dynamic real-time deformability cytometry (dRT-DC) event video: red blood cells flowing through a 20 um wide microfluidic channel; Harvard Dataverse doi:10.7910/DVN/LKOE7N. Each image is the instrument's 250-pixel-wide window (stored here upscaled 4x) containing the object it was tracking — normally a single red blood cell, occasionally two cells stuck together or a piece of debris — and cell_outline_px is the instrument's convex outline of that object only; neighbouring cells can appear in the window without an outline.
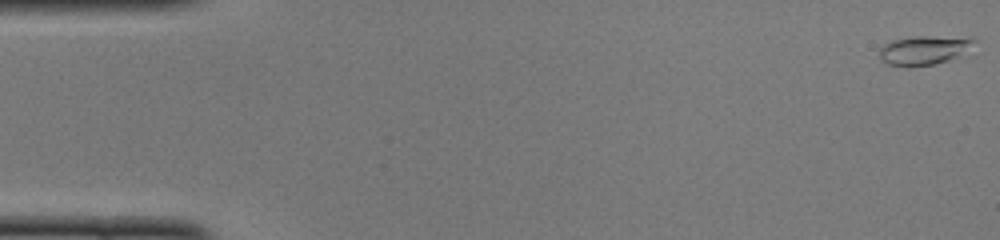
{"species": "common noctule bat (a hibernating species)", "species_latin": "Nyctalus noctula", "temperature_condition": "cold", "stored_images_in_passage": 18, "camera_frame_rate_fps": 3000, "um_per_image_px": 0.085, "animal": {"sex": "female", "body_mass_g": 22.0, "forearm_length_mm": 56.7}, "frame": {"image": 1, "passage_image": 1, "time_ms": 0.0, "image_size_px": [1000, 240], "cell_outline_px": [[976, 40], [956, 56], [948, 60], [936, 64], [908, 68], [888, 64], [880, 60], [880, 48], [884, 44], [892, 40], [912, 36], [972, 36]], "centroid_in_image_um": [78.48, 4.26], "position_along_channel_um": 6.5, "area_um2": 16.18}}
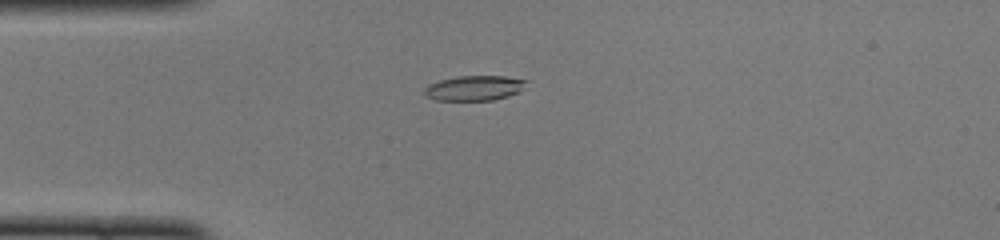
{"frame": {"image": 2, "passage_image": 13, "time_ms": 4.0, "image_size_px": [1000, 240], "cell_outline_px": [[528, 80], [520, 92], [508, 96], [492, 100], [436, 100], [424, 96], [424, 88], [428, 84], [440, 80], [456, 76], [504, 76]], "centroid_in_image_um": [40.3, 7.48], "position_along_channel_um": 44.7, "area_um2": 14.91}}
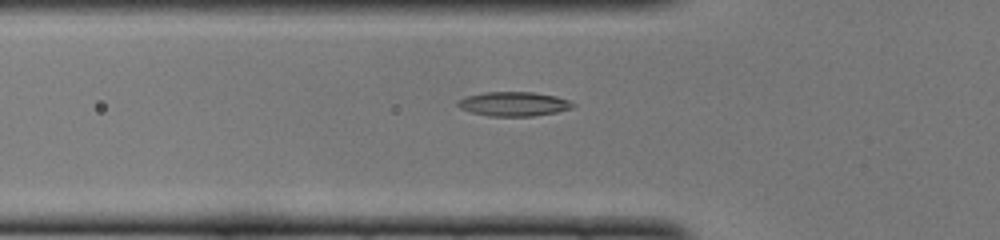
{"frame": {"image": 3, "passage_image": 17, "time_ms": 5.333, "image_size_px": [1000, 240], "cell_outline_px": [[576, 104], [572, 108], [556, 112], [532, 116], [488, 116], [472, 112], [460, 108], [456, 104], [456, 100], [464, 96], [484, 92], [532, 92], [556, 96], [568, 100]], "centroid_in_image_um": [43.63, 8.83], "position_along_channel_um": 82.2, "area_um2": 16.36}}